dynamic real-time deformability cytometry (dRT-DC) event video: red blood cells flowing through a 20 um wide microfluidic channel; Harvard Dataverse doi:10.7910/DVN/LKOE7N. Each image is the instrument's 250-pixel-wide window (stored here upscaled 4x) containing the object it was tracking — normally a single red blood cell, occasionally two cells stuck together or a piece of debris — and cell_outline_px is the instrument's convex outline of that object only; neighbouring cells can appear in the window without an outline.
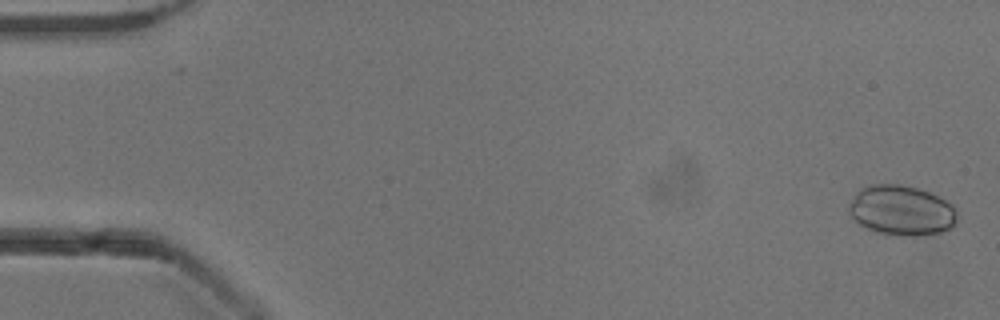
{"species": "common noctule bat (a hibernating species)", "species_latin": "Nyctalus noctula", "temperature_condition": "cold", "stored_images_in_passage": 11, "camera_frame_rate_fps": 3000, "um_per_image_px": 0.085, "animal": {"sex": "male", "body_mass_g": 13.3}, "frame": {"image": 1, "passage_image": 2, "time_ms": 0.333, "image_size_px": [1000, 320], "cell_outline_px": [[956, 220], [952, 228], [940, 232], [924, 236], [900, 236], [876, 232], [860, 224], [848, 212], [848, 204], [856, 192], [860, 188], [872, 184], [900, 184], [916, 188], [928, 192], [952, 204], [956, 212]], "centroid_in_image_um": [76.61, 17.89], "position_along_channel_um": 8.4, "area_um2": 31.62}}